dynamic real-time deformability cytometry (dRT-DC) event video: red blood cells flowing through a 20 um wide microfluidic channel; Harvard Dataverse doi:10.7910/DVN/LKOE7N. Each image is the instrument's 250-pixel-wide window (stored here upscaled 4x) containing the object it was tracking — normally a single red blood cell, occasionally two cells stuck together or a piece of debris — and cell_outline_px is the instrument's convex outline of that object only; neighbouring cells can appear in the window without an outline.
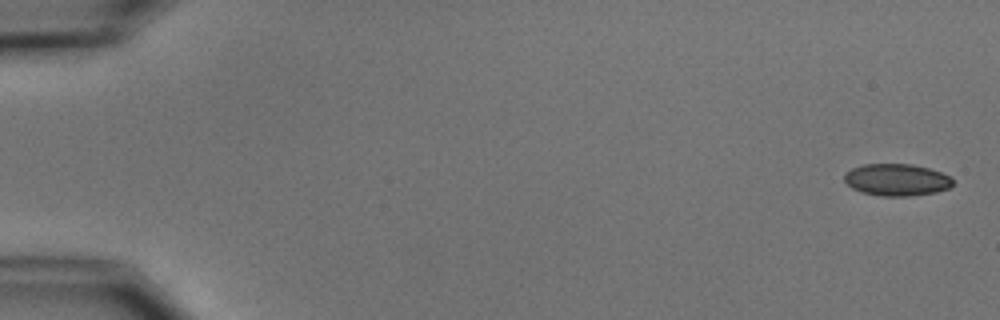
{"species": "common noctule bat (a hibernating species)", "species_latin": "Nyctalus noctula", "temperature_condition": "cold", "stored_images_in_passage": 5, "camera_frame_rate_fps": 3000, "um_per_image_px": 0.085, "animal": {"sex": "male", "body_mass_g": 15.6}, "frame": {"image": 1, "passage_image": 1, "time_ms": 0.0, "image_size_px": [1000, 320], "cell_outline_px": [[952, 184], [948, 188], [936, 192], [908, 196], [880, 196], [860, 192], [852, 188], [844, 180], [844, 172], [852, 168], [864, 164], [912, 164], [928, 168], [940, 172], [948, 176], [952, 180]], "centroid_in_image_um": [76.17, 15.28], "position_along_channel_um": 8.8, "area_um2": 20.17}}
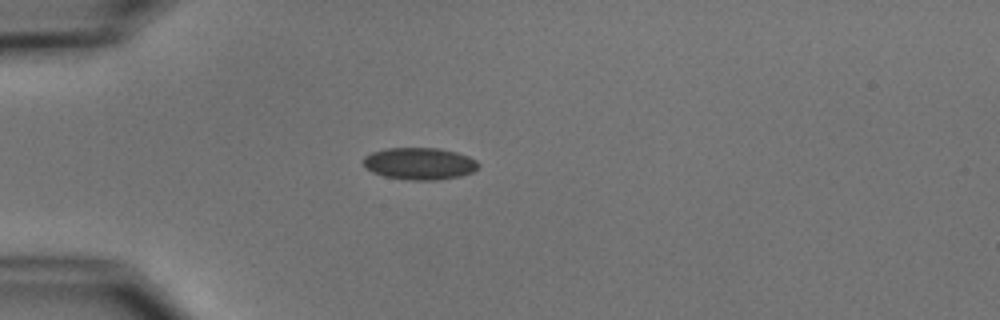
{"frame": {"image": 2, "passage_image": 5, "time_ms": 4.667, "image_size_px": [1000, 320], "cell_outline_px": [[480, 168], [472, 172], [460, 176], [436, 180], [408, 180], [384, 176], [372, 172], [364, 168], [360, 160], [364, 156], [372, 152], [388, 148], [440, 148], [456, 152], [468, 156], [476, 160], [480, 164]], "centroid_in_image_um": [35.63, 13.91], "position_along_channel_um": 49.4, "area_um2": 21.79}}